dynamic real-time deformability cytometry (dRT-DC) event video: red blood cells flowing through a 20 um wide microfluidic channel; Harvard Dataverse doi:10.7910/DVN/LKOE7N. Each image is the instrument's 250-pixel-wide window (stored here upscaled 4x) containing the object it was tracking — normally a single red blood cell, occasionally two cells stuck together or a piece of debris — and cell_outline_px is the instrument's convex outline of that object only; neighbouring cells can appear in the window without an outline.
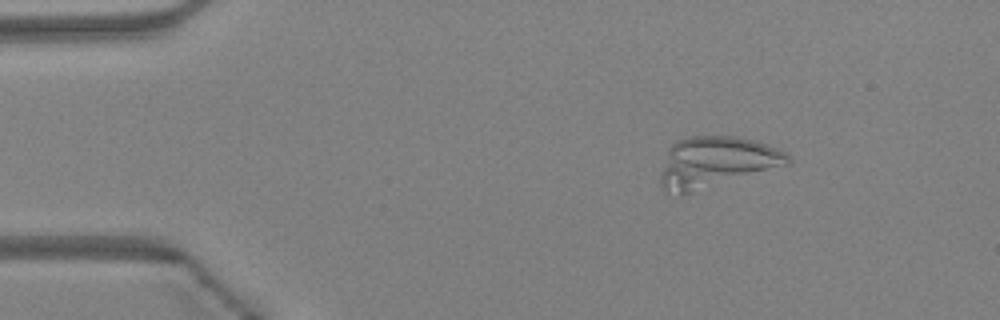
{"species": "Egyptian fruit bat (a non-hibernating species)", "species_latin": "Rousettus aegyptiacus", "temperature_condition": "warm", "stored_images_in_passage": 46, "camera_frame_rate_fps": 3000, "um_per_image_px": 0.085, "animal": {"sex": "female"}, "frame": {"image": 1, "passage_image": 7, "time_ms": 2.0, "image_size_px": [1000, 320], "cell_outline_px": [[792, 160], [788, 164], [688, 192], [668, 192], [660, 184], [660, 176], [668, 152], [672, 144], [676, 140], [688, 136], [736, 136], [756, 140], [788, 152]], "centroid_in_image_um": [60.9, 13.71], "position_along_channel_um": 24.1, "area_um2": 36.7}}